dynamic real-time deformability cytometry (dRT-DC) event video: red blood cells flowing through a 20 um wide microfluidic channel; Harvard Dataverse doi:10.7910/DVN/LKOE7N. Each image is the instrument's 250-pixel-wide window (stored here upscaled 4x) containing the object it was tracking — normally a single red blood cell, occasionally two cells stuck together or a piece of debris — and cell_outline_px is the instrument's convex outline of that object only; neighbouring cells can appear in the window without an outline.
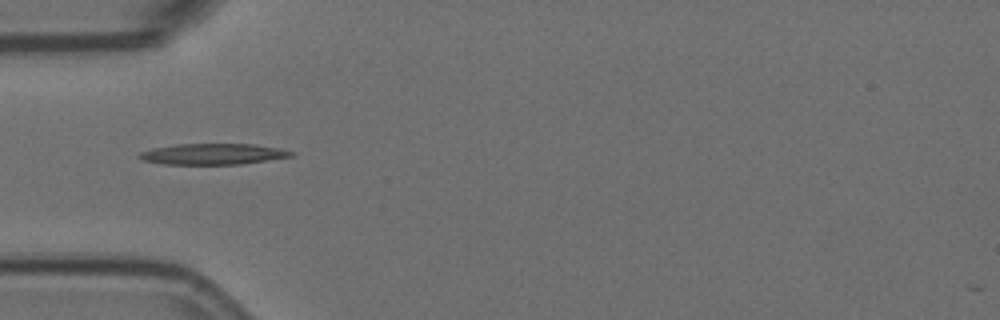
{"species": "Egyptian fruit bat (a non-hibernating species)", "species_latin": "Rousettus aegyptiacus", "temperature_condition": "room temperature", "stored_images_in_passage": 1, "camera_frame_rate_fps": 3000, "um_per_image_px": 0.085, "animal": {"sex": "female"}, "frame": {"image": 1, "passage_image": 1, "time_ms": 0.0, "image_size_px": [1000, 320], "cell_outline_px": [[296, 156], [240, 164], [164, 164], [144, 160], [136, 156], [140, 152], [156, 148], [176, 144], [252, 144], [280, 148], [296, 152]], "centroid_in_image_um": [18.17, 13.09], "position_along_channel_um": 66.8, "area_um2": 18.5}}